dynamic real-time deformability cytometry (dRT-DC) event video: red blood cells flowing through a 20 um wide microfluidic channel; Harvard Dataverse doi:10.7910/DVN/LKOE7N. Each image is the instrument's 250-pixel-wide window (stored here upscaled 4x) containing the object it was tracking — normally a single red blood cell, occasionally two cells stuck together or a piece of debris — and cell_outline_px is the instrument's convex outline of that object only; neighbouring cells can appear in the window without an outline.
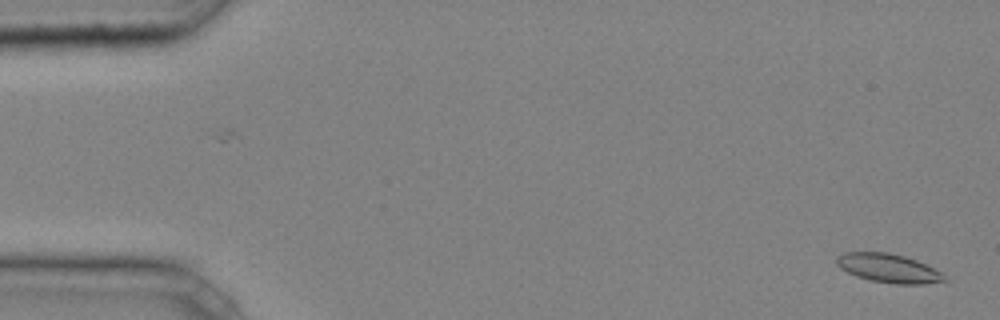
{"species": "common noctule bat (a hibernating species)", "species_latin": "Nyctalus noctula", "temperature_condition": "cold", "stored_images_in_passage": 46, "camera_frame_rate_fps": 3000, "um_per_image_px": 0.085, "animal": {"sex": "male", "body_mass_g": 20.4}, "frame": {"image": 1, "passage_image": 2, "time_ms": 0.333, "image_size_px": [1000, 320], "cell_outline_px": [[952, 280], [924, 284], [896, 284], [868, 280], [856, 276], [840, 268], [836, 264], [836, 256], [844, 252], [888, 252], [904, 256], [916, 260], [940, 272]], "centroid_in_image_um": [75.52, 22.8], "position_along_channel_um": 9.5, "area_um2": 18.21}}
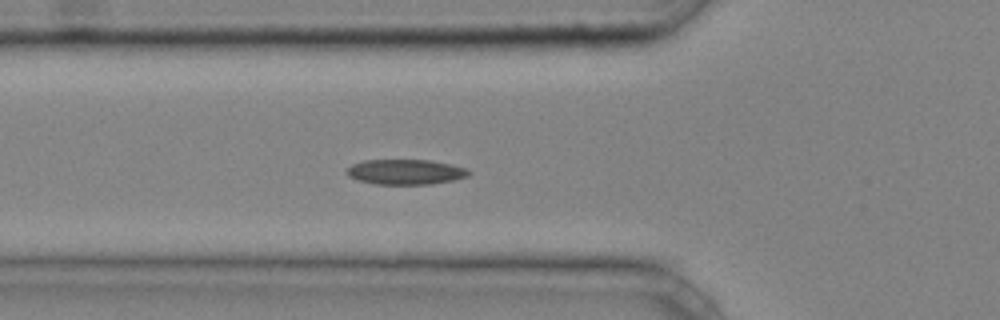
{"frame": {"image": 2, "passage_image": 17, "time_ms": 5.333, "image_size_px": [1000, 320], "cell_outline_px": [[472, 172], [468, 176], [452, 180], [432, 184], [376, 184], [356, 180], [348, 176], [344, 172], [352, 164], [364, 160], [432, 160], [452, 164], [468, 168]], "centroid_in_image_um": [34.48, 14.61], "position_along_channel_um": 91.3, "area_um2": 18.09}}
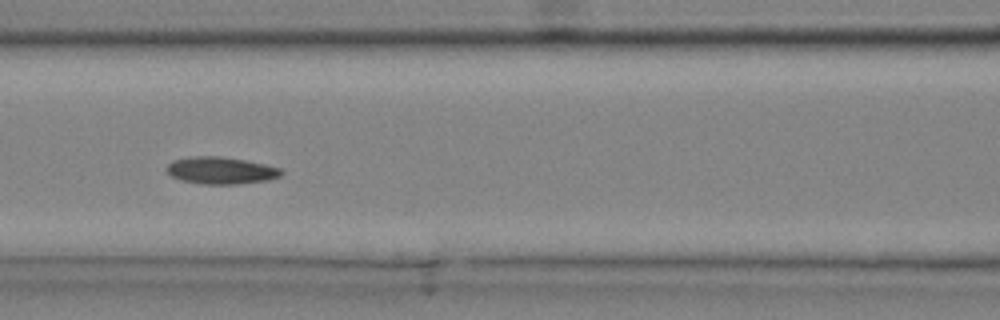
{"frame": {"image": 3, "passage_image": 21, "time_ms": 6.667, "image_size_px": [1000, 320], "cell_outline_px": [[284, 172], [280, 176], [268, 180], [236, 184], [200, 184], [180, 180], [172, 176], [164, 168], [172, 160], [188, 156], [220, 156], [244, 160], [264, 164], [280, 168]], "centroid_in_image_um": [18.73, 14.48], "position_along_channel_um": 147.9, "area_um2": 18.21}, "authors_computed_cell_mechanics": {"area_um2": 17.8024, "velocity_mm_per_s": 4.2247, "shape_relaxation_time_tau1_ms": 5.9752, "shape_relaxation_time_tau2_ms": null, "deformation_change_tau1": 0.134, "deformation_change_tau2": null}}